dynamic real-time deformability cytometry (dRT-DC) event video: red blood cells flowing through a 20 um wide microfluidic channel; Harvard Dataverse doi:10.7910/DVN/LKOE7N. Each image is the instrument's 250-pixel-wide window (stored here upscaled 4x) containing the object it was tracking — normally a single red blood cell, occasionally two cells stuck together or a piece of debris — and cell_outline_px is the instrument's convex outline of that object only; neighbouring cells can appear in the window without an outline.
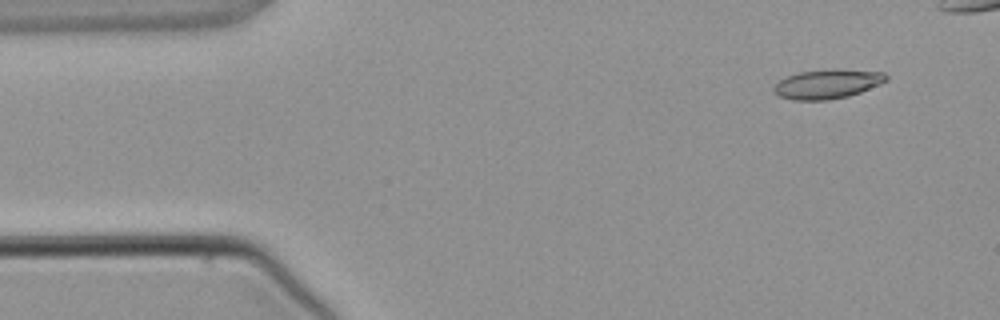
{"species": "common noctule bat (a hibernating species)", "species_latin": "Nyctalus noctula", "temperature_condition": "warm", "stored_images_in_passage": 5, "camera_frame_rate_fps": 3000, "um_per_image_px": 0.085, "animal": {"sex": "male", "body_mass_g": 21.5, "forearm_length_mm": 52.0}, "frame": {"image": 1, "passage_image": 2, "time_ms": 1.0, "image_size_px": [1000, 320], "cell_outline_px": [[888, 80], [880, 84], [860, 92], [848, 96], [828, 100], [792, 100], [780, 96], [772, 88], [776, 80], [800, 72], [832, 68], [884, 72], [888, 76]], "centroid_in_image_um": [70.32, 7.13], "position_along_channel_um": 14.7, "area_um2": 19.36}}